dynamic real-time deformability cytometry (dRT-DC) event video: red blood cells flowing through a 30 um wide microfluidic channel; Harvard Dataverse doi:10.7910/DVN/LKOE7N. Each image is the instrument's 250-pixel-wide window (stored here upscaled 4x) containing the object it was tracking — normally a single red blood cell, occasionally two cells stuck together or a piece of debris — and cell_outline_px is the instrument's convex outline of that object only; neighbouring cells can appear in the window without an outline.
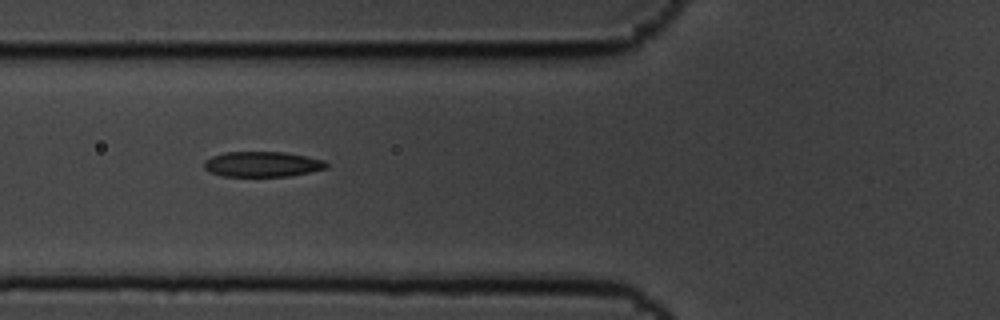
{"species": "common noctule bat (a hibernating species)", "species_latin": "Nyctalus noctula", "temperature_condition": "cold", "stored_images_in_passage": 8, "camera_frame_rate_fps": 3000, "um_per_image_px": 0.085, "animal": {"sex": "male", "body_mass_g": 19.5, "forearm_length_mm": 54.6}, "frame": {"image": 1, "passage_image": 7, "time_ms": 2.0, "image_size_px": [1000, 320], "cell_outline_px": [[328, 168], [288, 176], [224, 176], [208, 172], [204, 168], [204, 160], [212, 156], [224, 152], [284, 152], [324, 160], [328, 164]], "centroid_in_image_um": [22.26, 13.95], "position_along_channel_um": 103.5, "area_um2": 17.98}}
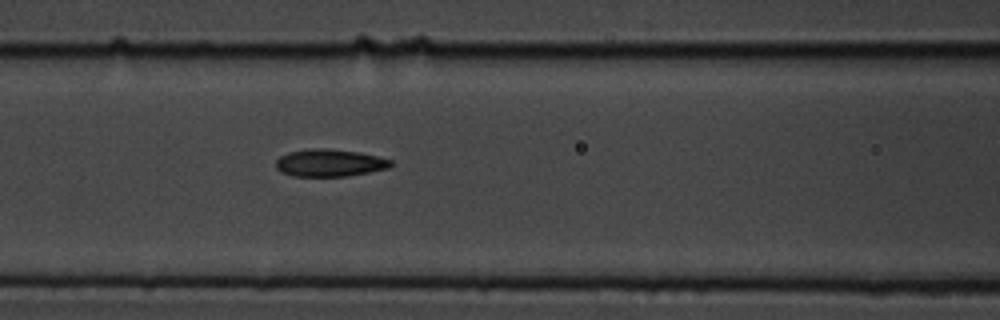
{"frame": {"image": 2, "passage_image": 8, "time_ms": 2.333, "image_size_px": [1000, 320], "cell_outline_px": [[392, 164], [388, 168], [348, 176], [292, 176], [280, 172], [276, 168], [276, 160], [280, 156], [288, 152], [308, 148], [328, 148], [360, 152], [392, 160]], "centroid_in_image_um": [27.98, 13.83], "position_along_channel_um": 138.6, "area_um2": 18.44}}